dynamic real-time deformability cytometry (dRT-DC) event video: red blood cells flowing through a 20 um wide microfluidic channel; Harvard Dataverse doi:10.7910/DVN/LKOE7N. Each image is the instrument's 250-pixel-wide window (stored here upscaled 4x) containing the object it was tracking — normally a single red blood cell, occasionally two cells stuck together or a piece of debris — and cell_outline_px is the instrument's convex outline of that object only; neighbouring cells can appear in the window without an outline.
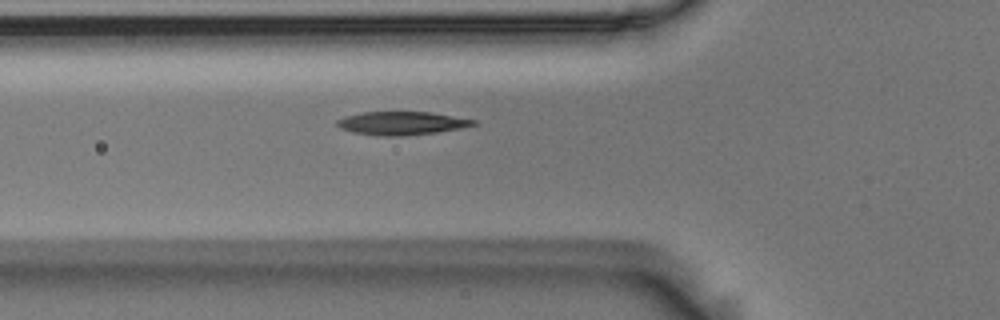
{"species": "Egyptian fruit bat (a non-hibernating species)", "species_latin": "Rousettus aegyptiacus", "temperature_condition": "room temperature", "stored_images_in_passage": 40, "camera_frame_rate_fps": 3000, "um_per_image_px": 0.085, "animal": {"sex": "male"}, "frame": {"image": 1, "passage_image": 4, "time_ms": 1.0, "image_size_px": [1000, 320], "cell_outline_px": [[476, 124], [460, 128], [436, 132], [404, 136], [380, 136], [352, 132], [340, 128], [336, 124], [336, 120], [344, 116], [360, 112], [432, 112], [476, 120]], "centroid_in_image_um": [34.09, 10.47], "position_along_channel_um": 91.7, "area_um2": 18.55}}
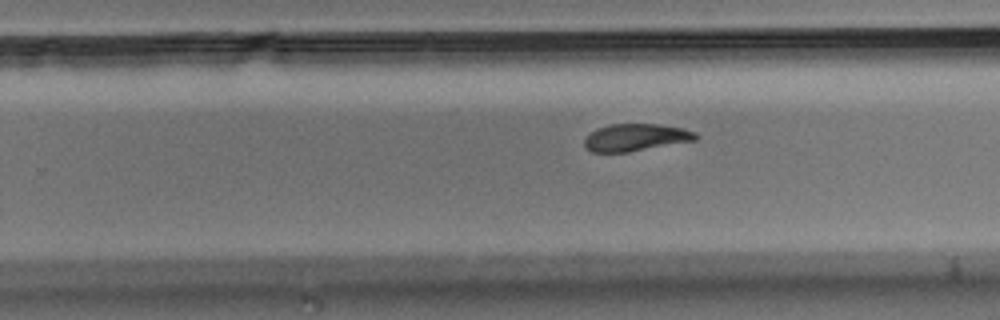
{"frame": {"image": 2, "passage_image": 19, "time_ms": 6.0, "image_size_px": [1000, 320], "cell_outline_px": [[700, 136], [696, 140], [628, 152], [592, 152], [584, 148], [584, 136], [596, 128], [608, 124], [656, 124], [684, 128], [696, 132]], "centroid_in_image_um": [54.0, 11.68], "position_along_channel_um": 275.8, "area_um2": 17.92}}
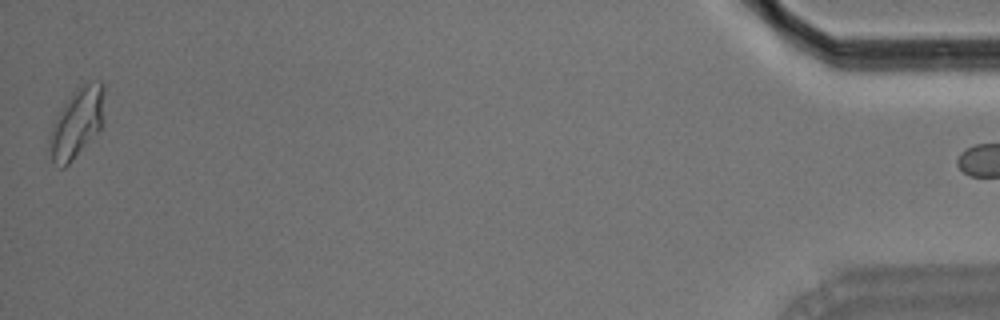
{"frame": {"image": 3, "passage_image": 39, "time_ms": 12.667, "image_size_px": [1000, 320], "cell_outline_px": [[104, 124], [72, 160], [64, 168], [60, 168], [52, 160], [48, 144], [48, 136], [52, 124], [76, 84], [100, 80], [104, 80]], "centroid_in_image_um": [6.55, 10.37], "position_along_channel_um": 428.7, "area_um2": 22.72}}